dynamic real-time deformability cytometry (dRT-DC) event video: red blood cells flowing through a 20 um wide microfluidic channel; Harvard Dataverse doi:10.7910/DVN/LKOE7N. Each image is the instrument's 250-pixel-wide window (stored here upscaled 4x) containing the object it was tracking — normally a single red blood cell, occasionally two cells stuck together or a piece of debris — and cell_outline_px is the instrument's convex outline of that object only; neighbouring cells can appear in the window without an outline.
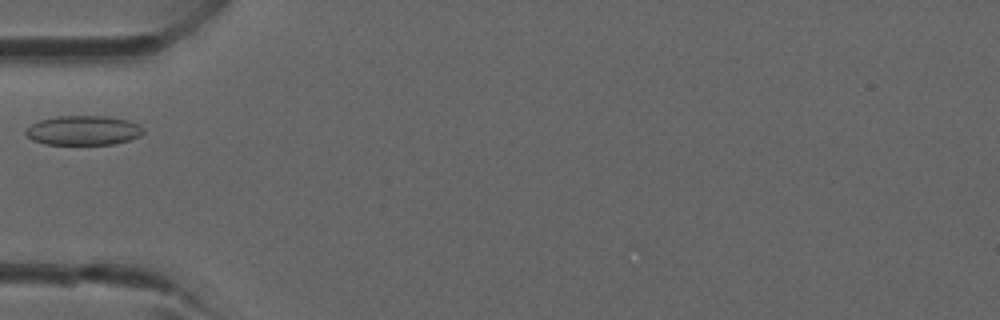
{"species": "common noctule bat (a hibernating species)", "species_latin": "Nyctalus noctula", "temperature_condition": "room temperature", "stored_images_in_passage": 1, "camera_frame_rate_fps": 3000, "um_per_image_px": 0.085, "animal": {"sex": "male", "forearm_length_mm": 52.5}, "frame": {"image": 1, "passage_image": 1, "time_ms": 0.0, "image_size_px": [1000, 320], "cell_outline_px": [[144, 132], [140, 136], [128, 140], [112, 144], [44, 144], [32, 140], [24, 132], [32, 124], [40, 120], [56, 116], [104, 116], [128, 120], [144, 128]], "centroid_in_image_um": [7.08, 11.08], "position_along_channel_um": 77.9, "area_um2": 20.06}}